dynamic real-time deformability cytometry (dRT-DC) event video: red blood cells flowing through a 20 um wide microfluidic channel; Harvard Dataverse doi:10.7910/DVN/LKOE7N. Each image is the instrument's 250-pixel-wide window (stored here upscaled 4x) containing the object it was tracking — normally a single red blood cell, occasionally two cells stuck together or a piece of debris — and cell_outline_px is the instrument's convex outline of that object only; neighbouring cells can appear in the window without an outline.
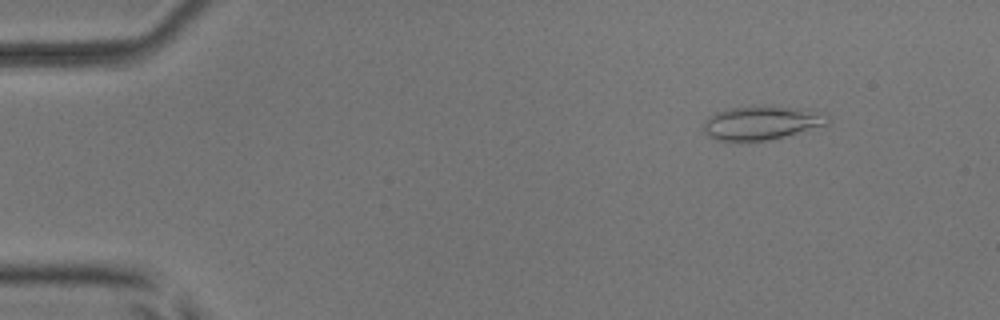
{"species": "common noctule bat (a hibernating species)", "species_latin": "Nyctalus noctula", "temperature_condition": "room temperature", "stored_images_in_passage": 6, "camera_frame_rate_fps": 3000, "um_per_image_px": 0.085, "animal": {"sex": "male", "body_mass_g": 17.9, "forearm_length_mm": 54.2}, "frame": {"image": 1, "passage_image": 2, "time_ms": 1.333, "image_size_px": [1000, 320], "cell_outline_px": [[832, 116], [828, 124], [784, 136], [768, 140], [720, 140], [708, 136], [704, 132], [704, 120], [708, 116], [716, 112], [728, 108], [764, 104], [804, 108], [828, 112]], "centroid_in_image_um": [64.81, 10.38], "position_along_channel_um": 20.2, "area_um2": 25.03}}